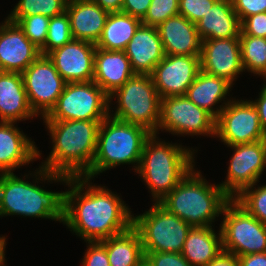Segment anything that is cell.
Segmentation results:
<instances>
[{"label": "cell", "instance_id": "6da1fadb", "mask_svg": "<svg viewBox=\"0 0 266 266\" xmlns=\"http://www.w3.org/2000/svg\"><path fill=\"white\" fill-rule=\"evenodd\" d=\"M67 185L63 224L85 242L110 238L132 226L131 208L106 186L93 185L85 176L72 177Z\"/></svg>", "mask_w": 266, "mask_h": 266}, {"label": "cell", "instance_id": "7a4b0ae2", "mask_svg": "<svg viewBox=\"0 0 266 266\" xmlns=\"http://www.w3.org/2000/svg\"><path fill=\"white\" fill-rule=\"evenodd\" d=\"M29 175L32 178L35 176L34 179H36L32 182L26 180V177L30 178ZM71 178L68 175L51 172L42 166H39L34 174L33 172L24 174L21 178L15 173H0V216L23 215L63 223L65 191H48L38 183L40 181L45 183L47 180V182H60L67 186Z\"/></svg>", "mask_w": 266, "mask_h": 266}, {"label": "cell", "instance_id": "3957f363", "mask_svg": "<svg viewBox=\"0 0 266 266\" xmlns=\"http://www.w3.org/2000/svg\"><path fill=\"white\" fill-rule=\"evenodd\" d=\"M102 121H44L52 140V150L40 166L71 177L85 176L91 170Z\"/></svg>", "mask_w": 266, "mask_h": 266}, {"label": "cell", "instance_id": "277c9868", "mask_svg": "<svg viewBox=\"0 0 266 266\" xmlns=\"http://www.w3.org/2000/svg\"><path fill=\"white\" fill-rule=\"evenodd\" d=\"M156 134L145 141L136 173L150 189L154 203L161 201L195 168V148L166 142Z\"/></svg>", "mask_w": 266, "mask_h": 266}, {"label": "cell", "instance_id": "5b68a950", "mask_svg": "<svg viewBox=\"0 0 266 266\" xmlns=\"http://www.w3.org/2000/svg\"><path fill=\"white\" fill-rule=\"evenodd\" d=\"M230 199L219 184H209L200 170L192 168L158 203L191 227H212Z\"/></svg>", "mask_w": 266, "mask_h": 266}, {"label": "cell", "instance_id": "8992f818", "mask_svg": "<svg viewBox=\"0 0 266 266\" xmlns=\"http://www.w3.org/2000/svg\"><path fill=\"white\" fill-rule=\"evenodd\" d=\"M151 134L142 126L126 123L108 115L100 124L95 156L91 170L85 177L93 179L121 164H132L136 172L145 141Z\"/></svg>", "mask_w": 266, "mask_h": 266}, {"label": "cell", "instance_id": "52a82bcc", "mask_svg": "<svg viewBox=\"0 0 266 266\" xmlns=\"http://www.w3.org/2000/svg\"><path fill=\"white\" fill-rule=\"evenodd\" d=\"M113 99L117 100L115 111L110 110ZM160 109L161 97L151 75L135 74L109 96V116L142 126L152 134L158 129Z\"/></svg>", "mask_w": 266, "mask_h": 266}, {"label": "cell", "instance_id": "ba28073f", "mask_svg": "<svg viewBox=\"0 0 266 266\" xmlns=\"http://www.w3.org/2000/svg\"><path fill=\"white\" fill-rule=\"evenodd\" d=\"M132 226L138 231L144 252L181 253L191 226L159 203L143 214L133 215Z\"/></svg>", "mask_w": 266, "mask_h": 266}, {"label": "cell", "instance_id": "9c48e42d", "mask_svg": "<svg viewBox=\"0 0 266 266\" xmlns=\"http://www.w3.org/2000/svg\"><path fill=\"white\" fill-rule=\"evenodd\" d=\"M220 224L223 251L235 256L266 252V225L234 199L224 206Z\"/></svg>", "mask_w": 266, "mask_h": 266}, {"label": "cell", "instance_id": "30bf717a", "mask_svg": "<svg viewBox=\"0 0 266 266\" xmlns=\"http://www.w3.org/2000/svg\"><path fill=\"white\" fill-rule=\"evenodd\" d=\"M109 115V96L94 82L66 83L55 106L43 121L104 120Z\"/></svg>", "mask_w": 266, "mask_h": 266}, {"label": "cell", "instance_id": "8fae6325", "mask_svg": "<svg viewBox=\"0 0 266 266\" xmlns=\"http://www.w3.org/2000/svg\"><path fill=\"white\" fill-rule=\"evenodd\" d=\"M172 135L215 136L216 119L206 110L190 101L186 95L161 99L159 131Z\"/></svg>", "mask_w": 266, "mask_h": 266}, {"label": "cell", "instance_id": "7c38bea8", "mask_svg": "<svg viewBox=\"0 0 266 266\" xmlns=\"http://www.w3.org/2000/svg\"><path fill=\"white\" fill-rule=\"evenodd\" d=\"M21 74L31 109L38 117H45L55 106L66 82L47 55H40Z\"/></svg>", "mask_w": 266, "mask_h": 266}, {"label": "cell", "instance_id": "4fadbf2b", "mask_svg": "<svg viewBox=\"0 0 266 266\" xmlns=\"http://www.w3.org/2000/svg\"><path fill=\"white\" fill-rule=\"evenodd\" d=\"M226 146L265 140L259 114L250 100L233 98L216 119V134Z\"/></svg>", "mask_w": 266, "mask_h": 266}, {"label": "cell", "instance_id": "5bb4252c", "mask_svg": "<svg viewBox=\"0 0 266 266\" xmlns=\"http://www.w3.org/2000/svg\"><path fill=\"white\" fill-rule=\"evenodd\" d=\"M227 147L234 151L226 179L219 185L233 199L245 188L260 182L266 168V139Z\"/></svg>", "mask_w": 266, "mask_h": 266}, {"label": "cell", "instance_id": "9a60e30c", "mask_svg": "<svg viewBox=\"0 0 266 266\" xmlns=\"http://www.w3.org/2000/svg\"><path fill=\"white\" fill-rule=\"evenodd\" d=\"M200 71V56L165 55L151 74L161 99L186 95Z\"/></svg>", "mask_w": 266, "mask_h": 266}, {"label": "cell", "instance_id": "2e32d148", "mask_svg": "<svg viewBox=\"0 0 266 266\" xmlns=\"http://www.w3.org/2000/svg\"><path fill=\"white\" fill-rule=\"evenodd\" d=\"M200 70L226 80L232 86L244 71L240 38H220L202 40Z\"/></svg>", "mask_w": 266, "mask_h": 266}, {"label": "cell", "instance_id": "e0dca14e", "mask_svg": "<svg viewBox=\"0 0 266 266\" xmlns=\"http://www.w3.org/2000/svg\"><path fill=\"white\" fill-rule=\"evenodd\" d=\"M95 51V44L72 39L47 56L66 83L87 82L93 81Z\"/></svg>", "mask_w": 266, "mask_h": 266}, {"label": "cell", "instance_id": "ac0fdd59", "mask_svg": "<svg viewBox=\"0 0 266 266\" xmlns=\"http://www.w3.org/2000/svg\"><path fill=\"white\" fill-rule=\"evenodd\" d=\"M40 55L17 23L7 18L0 23V71L22 73Z\"/></svg>", "mask_w": 266, "mask_h": 266}, {"label": "cell", "instance_id": "d6986e66", "mask_svg": "<svg viewBox=\"0 0 266 266\" xmlns=\"http://www.w3.org/2000/svg\"><path fill=\"white\" fill-rule=\"evenodd\" d=\"M15 124L0 121V173H13L41 157L35 142Z\"/></svg>", "mask_w": 266, "mask_h": 266}, {"label": "cell", "instance_id": "ffe728a7", "mask_svg": "<svg viewBox=\"0 0 266 266\" xmlns=\"http://www.w3.org/2000/svg\"><path fill=\"white\" fill-rule=\"evenodd\" d=\"M135 74L151 75L165 52L156 27L141 24L124 50Z\"/></svg>", "mask_w": 266, "mask_h": 266}, {"label": "cell", "instance_id": "44dd1931", "mask_svg": "<svg viewBox=\"0 0 266 266\" xmlns=\"http://www.w3.org/2000/svg\"><path fill=\"white\" fill-rule=\"evenodd\" d=\"M165 55L200 56L202 40L195 23L178 14L156 27Z\"/></svg>", "mask_w": 266, "mask_h": 266}, {"label": "cell", "instance_id": "7402d4cb", "mask_svg": "<svg viewBox=\"0 0 266 266\" xmlns=\"http://www.w3.org/2000/svg\"><path fill=\"white\" fill-rule=\"evenodd\" d=\"M73 39L96 44L109 12L91 0H68L66 10Z\"/></svg>", "mask_w": 266, "mask_h": 266}, {"label": "cell", "instance_id": "603a6c76", "mask_svg": "<svg viewBox=\"0 0 266 266\" xmlns=\"http://www.w3.org/2000/svg\"><path fill=\"white\" fill-rule=\"evenodd\" d=\"M134 75L125 51L96 48L93 81L108 96Z\"/></svg>", "mask_w": 266, "mask_h": 266}, {"label": "cell", "instance_id": "cb8c5ba5", "mask_svg": "<svg viewBox=\"0 0 266 266\" xmlns=\"http://www.w3.org/2000/svg\"><path fill=\"white\" fill-rule=\"evenodd\" d=\"M38 117L31 109L21 73L0 71V121L17 122Z\"/></svg>", "mask_w": 266, "mask_h": 266}, {"label": "cell", "instance_id": "d4e9b609", "mask_svg": "<svg viewBox=\"0 0 266 266\" xmlns=\"http://www.w3.org/2000/svg\"><path fill=\"white\" fill-rule=\"evenodd\" d=\"M231 87L233 86L226 80L200 70L189 86L186 96L195 105L206 110L217 119L222 109L232 100L231 97L227 99ZM220 102L222 104L217 105ZM216 105L218 108L214 107Z\"/></svg>", "mask_w": 266, "mask_h": 266}, {"label": "cell", "instance_id": "484cf974", "mask_svg": "<svg viewBox=\"0 0 266 266\" xmlns=\"http://www.w3.org/2000/svg\"><path fill=\"white\" fill-rule=\"evenodd\" d=\"M240 24L231 0H217L195 23L201 40L239 37Z\"/></svg>", "mask_w": 266, "mask_h": 266}, {"label": "cell", "instance_id": "4316f807", "mask_svg": "<svg viewBox=\"0 0 266 266\" xmlns=\"http://www.w3.org/2000/svg\"><path fill=\"white\" fill-rule=\"evenodd\" d=\"M212 227H191L181 254L192 266H207L222 251V236Z\"/></svg>", "mask_w": 266, "mask_h": 266}, {"label": "cell", "instance_id": "83f0119b", "mask_svg": "<svg viewBox=\"0 0 266 266\" xmlns=\"http://www.w3.org/2000/svg\"><path fill=\"white\" fill-rule=\"evenodd\" d=\"M101 242L106 246L110 266H137L145 258L140 235L133 226Z\"/></svg>", "mask_w": 266, "mask_h": 266}, {"label": "cell", "instance_id": "f1b7e54d", "mask_svg": "<svg viewBox=\"0 0 266 266\" xmlns=\"http://www.w3.org/2000/svg\"><path fill=\"white\" fill-rule=\"evenodd\" d=\"M141 24V19L129 14L109 13L96 48L124 51Z\"/></svg>", "mask_w": 266, "mask_h": 266}, {"label": "cell", "instance_id": "f546056e", "mask_svg": "<svg viewBox=\"0 0 266 266\" xmlns=\"http://www.w3.org/2000/svg\"><path fill=\"white\" fill-rule=\"evenodd\" d=\"M241 60L244 72L266 77V38L239 35Z\"/></svg>", "mask_w": 266, "mask_h": 266}, {"label": "cell", "instance_id": "4dcf8cb0", "mask_svg": "<svg viewBox=\"0 0 266 266\" xmlns=\"http://www.w3.org/2000/svg\"><path fill=\"white\" fill-rule=\"evenodd\" d=\"M68 0H19L6 17L16 23L22 17L43 15L49 18L62 14Z\"/></svg>", "mask_w": 266, "mask_h": 266}, {"label": "cell", "instance_id": "1f68e13d", "mask_svg": "<svg viewBox=\"0 0 266 266\" xmlns=\"http://www.w3.org/2000/svg\"><path fill=\"white\" fill-rule=\"evenodd\" d=\"M73 39L70 21L66 11L50 18L45 44L40 48L41 55H48L51 51L62 47Z\"/></svg>", "mask_w": 266, "mask_h": 266}, {"label": "cell", "instance_id": "d6a6232c", "mask_svg": "<svg viewBox=\"0 0 266 266\" xmlns=\"http://www.w3.org/2000/svg\"><path fill=\"white\" fill-rule=\"evenodd\" d=\"M256 184L245 188L233 199L248 213L266 225V184L262 186ZM256 186L258 187L256 188Z\"/></svg>", "mask_w": 266, "mask_h": 266}, {"label": "cell", "instance_id": "836d02e7", "mask_svg": "<svg viewBox=\"0 0 266 266\" xmlns=\"http://www.w3.org/2000/svg\"><path fill=\"white\" fill-rule=\"evenodd\" d=\"M49 22V17L39 14L22 17L16 23L24 35L40 49L45 44Z\"/></svg>", "mask_w": 266, "mask_h": 266}, {"label": "cell", "instance_id": "e575fe53", "mask_svg": "<svg viewBox=\"0 0 266 266\" xmlns=\"http://www.w3.org/2000/svg\"><path fill=\"white\" fill-rule=\"evenodd\" d=\"M179 0H152L147 14L141 20L143 25L158 27L168 18L179 14Z\"/></svg>", "mask_w": 266, "mask_h": 266}, {"label": "cell", "instance_id": "d590c367", "mask_svg": "<svg viewBox=\"0 0 266 266\" xmlns=\"http://www.w3.org/2000/svg\"><path fill=\"white\" fill-rule=\"evenodd\" d=\"M217 0H179V14L192 23L198 22Z\"/></svg>", "mask_w": 266, "mask_h": 266}, {"label": "cell", "instance_id": "8d00e7d4", "mask_svg": "<svg viewBox=\"0 0 266 266\" xmlns=\"http://www.w3.org/2000/svg\"><path fill=\"white\" fill-rule=\"evenodd\" d=\"M82 266H110L106 246L101 241H86Z\"/></svg>", "mask_w": 266, "mask_h": 266}, {"label": "cell", "instance_id": "74e56055", "mask_svg": "<svg viewBox=\"0 0 266 266\" xmlns=\"http://www.w3.org/2000/svg\"><path fill=\"white\" fill-rule=\"evenodd\" d=\"M152 266H192L181 253L144 252Z\"/></svg>", "mask_w": 266, "mask_h": 266}, {"label": "cell", "instance_id": "f35d334b", "mask_svg": "<svg viewBox=\"0 0 266 266\" xmlns=\"http://www.w3.org/2000/svg\"><path fill=\"white\" fill-rule=\"evenodd\" d=\"M240 35L266 38V12L248 16L241 21Z\"/></svg>", "mask_w": 266, "mask_h": 266}, {"label": "cell", "instance_id": "ab89813d", "mask_svg": "<svg viewBox=\"0 0 266 266\" xmlns=\"http://www.w3.org/2000/svg\"><path fill=\"white\" fill-rule=\"evenodd\" d=\"M240 22L251 15L266 12V0H231Z\"/></svg>", "mask_w": 266, "mask_h": 266}, {"label": "cell", "instance_id": "60d3db41", "mask_svg": "<svg viewBox=\"0 0 266 266\" xmlns=\"http://www.w3.org/2000/svg\"><path fill=\"white\" fill-rule=\"evenodd\" d=\"M152 0H123L121 12L143 19Z\"/></svg>", "mask_w": 266, "mask_h": 266}, {"label": "cell", "instance_id": "b9f144b4", "mask_svg": "<svg viewBox=\"0 0 266 266\" xmlns=\"http://www.w3.org/2000/svg\"><path fill=\"white\" fill-rule=\"evenodd\" d=\"M259 98L255 100H250L255 106L259 114L260 124L263 131L266 134V86L263 84L262 89H260Z\"/></svg>", "mask_w": 266, "mask_h": 266}, {"label": "cell", "instance_id": "7bdbcfd3", "mask_svg": "<svg viewBox=\"0 0 266 266\" xmlns=\"http://www.w3.org/2000/svg\"><path fill=\"white\" fill-rule=\"evenodd\" d=\"M240 266H266V252L238 256Z\"/></svg>", "mask_w": 266, "mask_h": 266}, {"label": "cell", "instance_id": "ee69618b", "mask_svg": "<svg viewBox=\"0 0 266 266\" xmlns=\"http://www.w3.org/2000/svg\"><path fill=\"white\" fill-rule=\"evenodd\" d=\"M207 266H240L238 257L222 251L214 260H212Z\"/></svg>", "mask_w": 266, "mask_h": 266}, {"label": "cell", "instance_id": "f6af8a7d", "mask_svg": "<svg viewBox=\"0 0 266 266\" xmlns=\"http://www.w3.org/2000/svg\"><path fill=\"white\" fill-rule=\"evenodd\" d=\"M109 13L121 12L123 0H91Z\"/></svg>", "mask_w": 266, "mask_h": 266}, {"label": "cell", "instance_id": "bcb514c9", "mask_svg": "<svg viewBox=\"0 0 266 266\" xmlns=\"http://www.w3.org/2000/svg\"><path fill=\"white\" fill-rule=\"evenodd\" d=\"M6 237L5 236H0V264L5 262V248H6Z\"/></svg>", "mask_w": 266, "mask_h": 266}, {"label": "cell", "instance_id": "7dc6e473", "mask_svg": "<svg viewBox=\"0 0 266 266\" xmlns=\"http://www.w3.org/2000/svg\"><path fill=\"white\" fill-rule=\"evenodd\" d=\"M137 266H152L149 261L144 258Z\"/></svg>", "mask_w": 266, "mask_h": 266}, {"label": "cell", "instance_id": "c3c4849f", "mask_svg": "<svg viewBox=\"0 0 266 266\" xmlns=\"http://www.w3.org/2000/svg\"><path fill=\"white\" fill-rule=\"evenodd\" d=\"M5 263H6V262H4V263L0 264V266H6V265H5Z\"/></svg>", "mask_w": 266, "mask_h": 266}]
</instances>
